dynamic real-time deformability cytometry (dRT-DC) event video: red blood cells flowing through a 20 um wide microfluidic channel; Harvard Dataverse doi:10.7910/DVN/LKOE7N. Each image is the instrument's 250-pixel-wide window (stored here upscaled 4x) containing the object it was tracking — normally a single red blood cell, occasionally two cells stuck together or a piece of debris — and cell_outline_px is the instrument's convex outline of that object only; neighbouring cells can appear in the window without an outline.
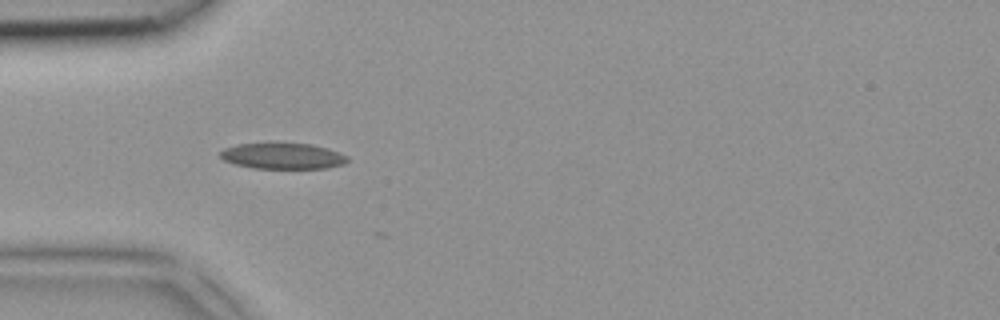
{"species": "common noctule bat (a hibernating species)", "species_latin": "Nyctalus noctula", "temperature_condition": "room temperature", "stored_images_in_passage": 5, "camera_frame_rate_fps": 3000, "um_per_image_px": 0.085, "animal": {"sex": "female", "body_mass_g": 18.4}, "frame": {"image": 1, "passage_image": 3, "time_ms": 0.667, "image_size_px": [1000, 320], "cell_outline_px": [[348, 160], [344, 164], [324, 168], [252, 168], [236, 164], [224, 160], [220, 156], [220, 152], [224, 148], [236, 144], [312, 144], [328, 148], [348, 156]], "centroid_in_image_um": [24.04, 13.26], "position_along_channel_um": 61.0, "area_um2": 18.96}}